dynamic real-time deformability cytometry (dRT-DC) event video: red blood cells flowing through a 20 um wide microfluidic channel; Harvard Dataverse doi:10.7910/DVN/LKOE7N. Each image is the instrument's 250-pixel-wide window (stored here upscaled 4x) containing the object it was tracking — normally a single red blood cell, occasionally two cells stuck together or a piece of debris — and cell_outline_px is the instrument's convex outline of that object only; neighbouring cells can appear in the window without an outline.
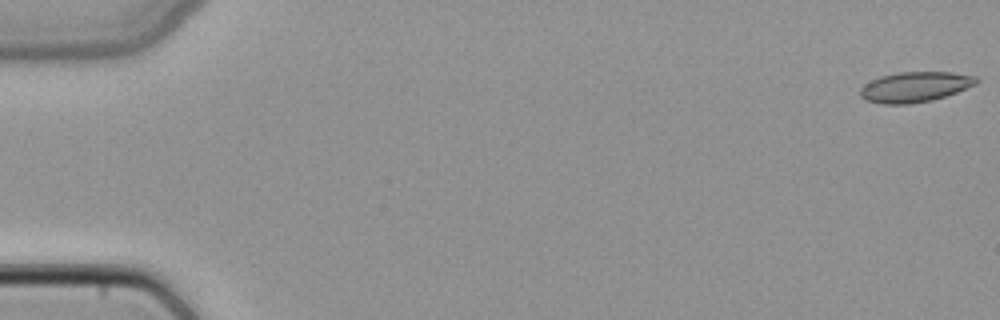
{"species": "common noctule bat (a hibernating species)", "species_latin": "Nyctalus noctula", "temperature_condition": "cold", "stored_images_in_passage": 49, "camera_frame_rate_fps": 3000, "um_per_image_px": 0.085, "animal": {"sex": "female", "body_mass_g": 22.7, "forearm_length_mm": 54.2}, "frame": {"image": 1, "passage_image": 1, "time_ms": 0.0, "image_size_px": [1000, 320], "cell_outline_px": [[980, 80], [976, 84], [956, 92], [932, 100], [908, 104], [884, 104], [864, 100], [860, 96], [860, 88], [864, 84], [880, 76], [900, 72], [952, 72], [976, 76]], "centroid_in_image_um": [77.76, 7.38], "position_along_channel_um": 7.2, "area_um2": 20.46}}
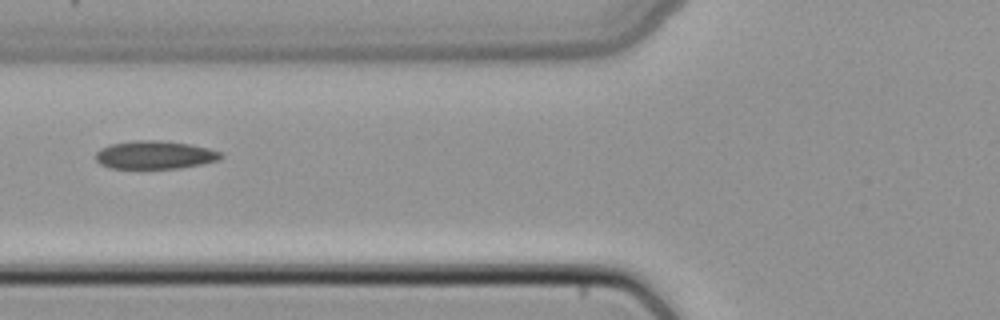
{"frame": {"image": 2, "passage_image": 20, "time_ms": 6.333, "image_size_px": [1000, 320], "cell_outline_px": [[224, 156], [220, 160], [204, 164], [180, 168], [108, 168], [100, 164], [96, 160], [96, 152], [100, 148], [108, 144], [140, 140], [160, 140], [192, 144], [224, 152]], "centroid_in_image_um": [13.21, 13.16], "position_along_channel_um": 112.6, "area_um2": 20.87}}
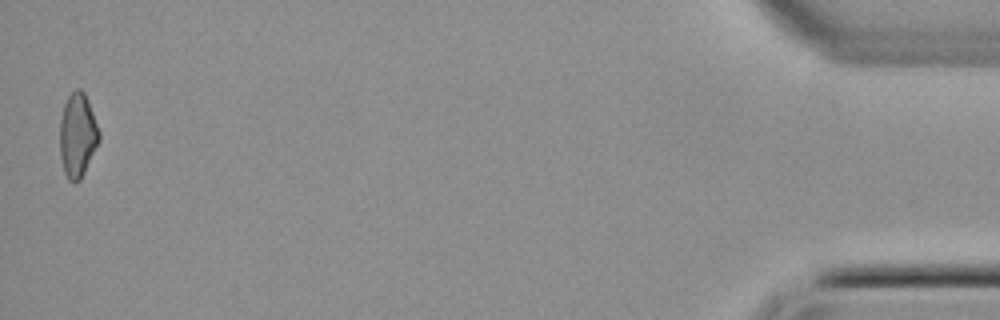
{"frame": {"image": 3, "passage_image": 49, "time_ms": 16.0, "image_size_px": [1000, 320], "cell_outline_px": [[100, 140], [80, 180], [68, 180], [64, 172], [60, 156], [60, 120], [64, 104], [68, 96], [76, 88], [80, 88], [84, 92], [88, 100], [100, 132]], "centroid_in_image_um": [6.59, 11.46], "position_along_channel_um": 428.6, "area_um2": 19.13}}